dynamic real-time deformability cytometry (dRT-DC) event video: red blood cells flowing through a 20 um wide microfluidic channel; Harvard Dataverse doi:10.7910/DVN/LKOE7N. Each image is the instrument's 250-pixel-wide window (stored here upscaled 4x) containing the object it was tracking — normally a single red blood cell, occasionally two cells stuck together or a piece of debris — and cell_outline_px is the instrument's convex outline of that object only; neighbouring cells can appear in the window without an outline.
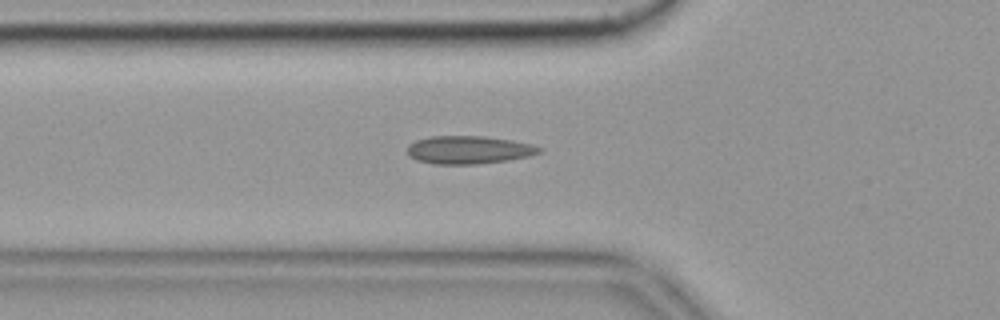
{"species": "common noctule bat (a hibernating species)", "species_latin": "Nyctalus noctula", "temperature_condition": "cold", "stored_images_in_passage": 36, "camera_frame_rate_fps": 3000, "um_per_image_px": 0.085, "animal": {"sex": "female", "body_mass_g": 19.9}, "frame": {"image": 1, "passage_image": 20, "time_ms": 6.333, "image_size_px": [1000, 320], "cell_outline_px": [[544, 148], [540, 152], [528, 156], [508, 160], [476, 164], [436, 164], [416, 160], [408, 156], [408, 144], [416, 140], [432, 136], [484, 136], [512, 140], [532, 144]], "centroid_in_image_um": [39.84, 12.73], "position_along_channel_um": 86.0, "area_um2": 21.56}}
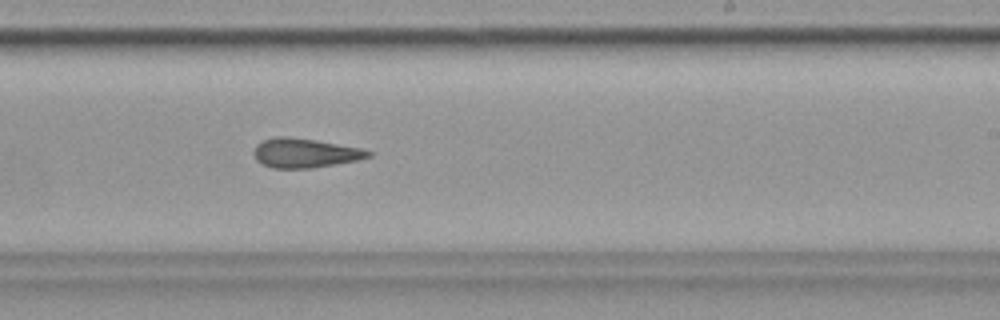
{"frame": {"image": 2, "passage_image": 35, "time_ms": 11.333, "image_size_px": [1000, 320], "cell_outline_px": [[372, 156], [356, 160], [312, 168], [276, 168], [264, 164], [256, 160], [252, 152], [256, 144], [264, 140], [276, 136], [288, 136], [316, 140], [360, 148], [372, 152]], "centroid_in_image_um": [25.88, 12.99], "position_along_channel_um": 263.1, "area_um2": 19.42}}